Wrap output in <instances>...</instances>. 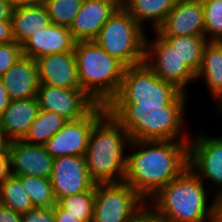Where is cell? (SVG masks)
Masks as SVG:
<instances>
[{
  "mask_svg": "<svg viewBox=\"0 0 222 222\" xmlns=\"http://www.w3.org/2000/svg\"><path fill=\"white\" fill-rule=\"evenodd\" d=\"M127 147L135 151L126 154L123 182L146 202L189 167L188 141H130Z\"/></svg>",
  "mask_w": 222,
  "mask_h": 222,
  "instance_id": "6da1fadb",
  "label": "cell"
},
{
  "mask_svg": "<svg viewBox=\"0 0 222 222\" xmlns=\"http://www.w3.org/2000/svg\"><path fill=\"white\" fill-rule=\"evenodd\" d=\"M129 143L128 131L108 111L94 124L84 158L96 184L123 182Z\"/></svg>",
  "mask_w": 222,
  "mask_h": 222,
  "instance_id": "7a4b0ae2",
  "label": "cell"
},
{
  "mask_svg": "<svg viewBox=\"0 0 222 222\" xmlns=\"http://www.w3.org/2000/svg\"><path fill=\"white\" fill-rule=\"evenodd\" d=\"M106 108L128 131L130 141H189L186 135L180 137L183 134L185 105L108 103Z\"/></svg>",
  "mask_w": 222,
  "mask_h": 222,
  "instance_id": "3957f363",
  "label": "cell"
},
{
  "mask_svg": "<svg viewBox=\"0 0 222 222\" xmlns=\"http://www.w3.org/2000/svg\"><path fill=\"white\" fill-rule=\"evenodd\" d=\"M204 182L187 168L179 177L162 187L152 198V208L171 222H212L217 203H207Z\"/></svg>",
  "mask_w": 222,
  "mask_h": 222,
  "instance_id": "277c9868",
  "label": "cell"
},
{
  "mask_svg": "<svg viewBox=\"0 0 222 222\" xmlns=\"http://www.w3.org/2000/svg\"><path fill=\"white\" fill-rule=\"evenodd\" d=\"M74 54L81 90L96 104L107 106L119 91L126 66L95 41L76 42Z\"/></svg>",
  "mask_w": 222,
  "mask_h": 222,
  "instance_id": "5b68a950",
  "label": "cell"
},
{
  "mask_svg": "<svg viewBox=\"0 0 222 222\" xmlns=\"http://www.w3.org/2000/svg\"><path fill=\"white\" fill-rule=\"evenodd\" d=\"M187 94L160 79L145 63L126 67L117 95L109 103L186 105Z\"/></svg>",
  "mask_w": 222,
  "mask_h": 222,
  "instance_id": "8992f818",
  "label": "cell"
},
{
  "mask_svg": "<svg viewBox=\"0 0 222 222\" xmlns=\"http://www.w3.org/2000/svg\"><path fill=\"white\" fill-rule=\"evenodd\" d=\"M144 30L146 29L120 6L103 25L94 41L126 67L135 66L145 59Z\"/></svg>",
  "mask_w": 222,
  "mask_h": 222,
  "instance_id": "52a82bcc",
  "label": "cell"
},
{
  "mask_svg": "<svg viewBox=\"0 0 222 222\" xmlns=\"http://www.w3.org/2000/svg\"><path fill=\"white\" fill-rule=\"evenodd\" d=\"M145 200L128 184L95 185L92 222H133Z\"/></svg>",
  "mask_w": 222,
  "mask_h": 222,
  "instance_id": "ba28073f",
  "label": "cell"
},
{
  "mask_svg": "<svg viewBox=\"0 0 222 222\" xmlns=\"http://www.w3.org/2000/svg\"><path fill=\"white\" fill-rule=\"evenodd\" d=\"M155 34L154 41L146 37L144 62L160 79L174 84L179 90L187 93L185 86L191 81H196V74L180 59L174 47L163 37Z\"/></svg>",
  "mask_w": 222,
  "mask_h": 222,
  "instance_id": "9c48e42d",
  "label": "cell"
},
{
  "mask_svg": "<svg viewBox=\"0 0 222 222\" xmlns=\"http://www.w3.org/2000/svg\"><path fill=\"white\" fill-rule=\"evenodd\" d=\"M107 112L104 105L97 104L86 116L74 121H67L44 147L53 157L84 156L89 136L94 124Z\"/></svg>",
  "mask_w": 222,
  "mask_h": 222,
  "instance_id": "30bf717a",
  "label": "cell"
},
{
  "mask_svg": "<svg viewBox=\"0 0 222 222\" xmlns=\"http://www.w3.org/2000/svg\"><path fill=\"white\" fill-rule=\"evenodd\" d=\"M188 164L201 180L209 179L218 187L213 196L222 200V136L212 138L198 134L195 139L191 138L188 141Z\"/></svg>",
  "mask_w": 222,
  "mask_h": 222,
  "instance_id": "8fae6325",
  "label": "cell"
},
{
  "mask_svg": "<svg viewBox=\"0 0 222 222\" xmlns=\"http://www.w3.org/2000/svg\"><path fill=\"white\" fill-rule=\"evenodd\" d=\"M40 110L55 112L67 121L86 116L97 104L81 89L40 84L37 91Z\"/></svg>",
  "mask_w": 222,
  "mask_h": 222,
  "instance_id": "7c38bea8",
  "label": "cell"
},
{
  "mask_svg": "<svg viewBox=\"0 0 222 222\" xmlns=\"http://www.w3.org/2000/svg\"><path fill=\"white\" fill-rule=\"evenodd\" d=\"M50 183L56 201L67 196L88 192L96 185L88 173L84 156L54 158Z\"/></svg>",
  "mask_w": 222,
  "mask_h": 222,
  "instance_id": "4fadbf2b",
  "label": "cell"
},
{
  "mask_svg": "<svg viewBox=\"0 0 222 222\" xmlns=\"http://www.w3.org/2000/svg\"><path fill=\"white\" fill-rule=\"evenodd\" d=\"M159 36H205L201 0H179L154 31Z\"/></svg>",
  "mask_w": 222,
  "mask_h": 222,
  "instance_id": "5bb4252c",
  "label": "cell"
},
{
  "mask_svg": "<svg viewBox=\"0 0 222 222\" xmlns=\"http://www.w3.org/2000/svg\"><path fill=\"white\" fill-rule=\"evenodd\" d=\"M9 154L11 175L50 179L54 158L44 145L27 144L23 140L11 141Z\"/></svg>",
  "mask_w": 222,
  "mask_h": 222,
  "instance_id": "9a60e30c",
  "label": "cell"
},
{
  "mask_svg": "<svg viewBox=\"0 0 222 222\" xmlns=\"http://www.w3.org/2000/svg\"><path fill=\"white\" fill-rule=\"evenodd\" d=\"M119 7L115 0H84L69 28L74 40L94 41Z\"/></svg>",
  "mask_w": 222,
  "mask_h": 222,
  "instance_id": "2e32d148",
  "label": "cell"
},
{
  "mask_svg": "<svg viewBox=\"0 0 222 222\" xmlns=\"http://www.w3.org/2000/svg\"><path fill=\"white\" fill-rule=\"evenodd\" d=\"M40 84L66 89H81L74 51L36 59Z\"/></svg>",
  "mask_w": 222,
  "mask_h": 222,
  "instance_id": "e0dca14e",
  "label": "cell"
},
{
  "mask_svg": "<svg viewBox=\"0 0 222 222\" xmlns=\"http://www.w3.org/2000/svg\"><path fill=\"white\" fill-rule=\"evenodd\" d=\"M75 43L68 27L51 23L28 37L21 45L22 55L36 60L41 56L74 51Z\"/></svg>",
  "mask_w": 222,
  "mask_h": 222,
  "instance_id": "ac0fdd59",
  "label": "cell"
},
{
  "mask_svg": "<svg viewBox=\"0 0 222 222\" xmlns=\"http://www.w3.org/2000/svg\"><path fill=\"white\" fill-rule=\"evenodd\" d=\"M1 78L10 100L37 96L40 85L38 66L31 57L21 55Z\"/></svg>",
  "mask_w": 222,
  "mask_h": 222,
  "instance_id": "d6986e66",
  "label": "cell"
},
{
  "mask_svg": "<svg viewBox=\"0 0 222 222\" xmlns=\"http://www.w3.org/2000/svg\"><path fill=\"white\" fill-rule=\"evenodd\" d=\"M39 110L37 97L11 100L0 118V127L10 141L23 140Z\"/></svg>",
  "mask_w": 222,
  "mask_h": 222,
  "instance_id": "ffe728a7",
  "label": "cell"
},
{
  "mask_svg": "<svg viewBox=\"0 0 222 222\" xmlns=\"http://www.w3.org/2000/svg\"><path fill=\"white\" fill-rule=\"evenodd\" d=\"M51 24L43 3L14 7L11 16L12 36L22 45L33 33Z\"/></svg>",
  "mask_w": 222,
  "mask_h": 222,
  "instance_id": "44dd1931",
  "label": "cell"
},
{
  "mask_svg": "<svg viewBox=\"0 0 222 222\" xmlns=\"http://www.w3.org/2000/svg\"><path fill=\"white\" fill-rule=\"evenodd\" d=\"M204 76V81L213 98L222 94V42L209 41L203 51L202 63L196 79Z\"/></svg>",
  "mask_w": 222,
  "mask_h": 222,
  "instance_id": "7402d4cb",
  "label": "cell"
},
{
  "mask_svg": "<svg viewBox=\"0 0 222 222\" xmlns=\"http://www.w3.org/2000/svg\"><path fill=\"white\" fill-rule=\"evenodd\" d=\"M179 0H124L122 7L143 27L153 22V30L164 21Z\"/></svg>",
  "mask_w": 222,
  "mask_h": 222,
  "instance_id": "603a6c76",
  "label": "cell"
},
{
  "mask_svg": "<svg viewBox=\"0 0 222 222\" xmlns=\"http://www.w3.org/2000/svg\"><path fill=\"white\" fill-rule=\"evenodd\" d=\"M175 48L180 59L195 73L200 69L206 36H161Z\"/></svg>",
  "mask_w": 222,
  "mask_h": 222,
  "instance_id": "cb8c5ba5",
  "label": "cell"
},
{
  "mask_svg": "<svg viewBox=\"0 0 222 222\" xmlns=\"http://www.w3.org/2000/svg\"><path fill=\"white\" fill-rule=\"evenodd\" d=\"M67 122L55 112L39 110L23 141L27 144L44 145Z\"/></svg>",
  "mask_w": 222,
  "mask_h": 222,
  "instance_id": "d4e9b609",
  "label": "cell"
},
{
  "mask_svg": "<svg viewBox=\"0 0 222 222\" xmlns=\"http://www.w3.org/2000/svg\"><path fill=\"white\" fill-rule=\"evenodd\" d=\"M0 204L23 214L34 208L18 176L10 175L0 185Z\"/></svg>",
  "mask_w": 222,
  "mask_h": 222,
  "instance_id": "484cf974",
  "label": "cell"
},
{
  "mask_svg": "<svg viewBox=\"0 0 222 222\" xmlns=\"http://www.w3.org/2000/svg\"><path fill=\"white\" fill-rule=\"evenodd\" d=\"M29 195L33 207L50 208L56 205L50 179L21 175L18 176Z\"/></svg>",
  "mask_w": 222,
  "mask_h": 222,
  "instance_id": "4316f807",
  "label": "cell"
},
{
  "mask_svg": "<svg viewBox=\"0 0 222 222\" xmlns=\"http://www.w3.org/2000/svg\"><path fill=\"white\" fill-rule=\"evenodd\" d=\"M95 200V187L79 194L59 199L56 204L67 212V215L78 217L83 222H92L93 206Z\"/></svg>",
  "mask_w": 222,
  "mask_h": 222,
  "instance_id": "83f0119b",
  "label": "cell"
},
{
  "mask_svg": "<svg viewBox=\"0 0 222 222\" xmlns=\"http://www.w3.org/2000/svg\"><path fill=\"white\" fill-rule=\"evenodd\" d=\"M84 0H43L51 23L70 28Z\"/></svg>",
  "mask_w": 222,
  "mask_h": 222,
  "instance_id": "f1b7e54d",
  "label": "cell"
},
{
  "mask_svg": "<svg viewBox=\"0 0 222 222\" xmlns=\"http://www.w3.org/2000/svg\"><path fill=\"white\" fill-rule=\"evenodd\" d=\"M204 9L205 36L222 42V0H201Z\"/></svg>",
  "mask_w": 222,
  "mask_h": 222,
  "instance_id": "f546056e",
  "label": "cell"
},
{
  "mask_svg": "<svg viewBox=\"0 0 222 222\" xmlns=\"http://www.w3.org/2000/svg\"><path fill=\"white\" fill-rule=\"evenodd\" d=\"M21 55V45L15 41L7 44H0V78Z\"/></svg>",
  "mask_w": 222,
  "mask_h": 222,
  "instance_id": "4dcf8cb0",
  "label": "cell"
},
{
  "mask_svg": "<svg viewBox=\"0 0 222 222\" xmlns=\"http://www.w3.org/2000/svg\"><path fill=\"white\" fill-rule=\"evenodd\" d=\"M22 222H54V207H34L21 214Z\"/></svg>",
  "mask_w": 222,
  "mask_h": 222,
  "instance_id": "1f68e13d",
  "label": "cell"
},
{
  "mask_svg": "<svg viewBox=\"0 0 222 222\" xmlns=\"http://www.w3.org/2000/svg\"><path fill=\"white\" fill-rule=\"evenodd\" d=\"M133 222H171L157 213L152 207L143 206L135 215Z\"/></svg>",
  "mask_w": 222,
  "mask_h": 222,
  "instance_id": "d6a6232c",
  "label": "cell"
},
{
  "mask_svg": "<svg viewBox=\"0 0 222 222\" xmlns=\"http://www.w3.org/2000/svg\"><path fill=\"white\" fill-rule=\"evenodd\" d=\"M10 154L0 152V185L11 175Z\"/></svg>",
  "mask_w": 222,
  "mask_h": 222,
  "instance_id": "836d02e7",
  "label": "cell"
},
{
  "mask_svg": "<svg viewBox=\"0 0 222 222\" xmlns=\"http://www.w3.org/2000/svg\"><path fill=\"white\" fill-rule=\"evenodd\" d=\"M14 42L11 29V20L0 21V44Z\"/></svg>",
  "mask_w": 222,
  "mask_h": 222,
  "instance_id": "e575fe53",
  "label": "cell"
},
{
  "mask_svg": "<svg viewBox=\"0 0 222 222\" xmlns=\"http://www.w3.org/2000/svg\"><path fill=\"white\" fill-rule=\"evenodd\" d=\"M0 222H22L21 214L0 204Z\"/></svg>",
  "mask_w": 222,
  "mask_h": 222,
  "instance_id": "d590c367",
  "label": "cell"
},
{
  "mask_svg": "<svg viewBox=\"0 0 222 222\" xmlns=\"http://www.w3.org/2000/svg\"><path fill=\"white\" fill-rule=\"evenodd\" d=\"M54 222H83L78 217L67 215V212L61 209L57 204L54 206Z\"/></svg>",
  "mask_w": 222,
  "mask_h": 222,
  "instance_id": "8d00e7d4",
  "label": "cell"
},
{
  "mask_svg": "<svg viewBox=\"0 0 222 222\" xmlns=\"http://www.w3.org/2000/svg\"><path fill=\"white\" fill-rule=\"evenodd\" d=\"M13 8L9 0H0V21L11 20Z\"/></svg>",
  "mask_w": 222,
  "mask_h": 222,
  "instance_id": "74e56055",
  "label": "cell"
},
{
  "mask_svg": "<svg viewBox=\"0 0 222 222\" xmlns=\"http://www.w3.org/2000/svg\"><path fill=\"white\" fill-rule=\"evenodd\" d=\"M10 101L11 100L8 96V93L3 85L2 78H0V118L4 113L5 109L8 107Z\"/></svg>",
  "mask_w": 222,
  "mask_h": 222,
  "instance_id": "f35d334b",
  "label": "cell"
},
{
  "mask_svg": "<svg viewBox=\"0 0 222 222\" xmlns=\"http://www.w3.org/2000/svg\"><path fill=\"white\" fill-rule=\"evenodd\" d=\"M10 142L4 130L0 127V152H9Z\"/></svg>",
  "mask_w": 222,
  "mask_h": 222,
  "instance_id": "ab89813d",
  "label": "cell"
},
{
  "mask_svg": "<svg viewBox=\"0 0 222 222\" xmlns=\"http://www.w3.org/2000/svg\"><path fill=\"white\" fill-rule=\"evenodd\" d=\"M212 222H222V200H218L215 205Z\"/></svg>",
  "mask_w": 222,
  "mask_h": 222,
  "instance_id": "60d3db41",
  "label": "cell"
},
{
  "mask_svg": "<svg viewBox=\"0 0 222 222\" xmlns=\"http://www.w3.org/2000/svg\"><path fill=\"white\" fill-rule=\"evenodd\" d=\"M13 7L35 5L42 3L43 0H9Z\"/></svg>",
  "mask_w": 222,
  "mask_h": 222,
  "instance_id": "b9f144b4",
  "label": "cell"
},
{
  "mask_svg": "<svg viewBox=\"0 0 222 222\" xmlns=\"http://www.w3.org/2000/svg\"><path fill=\"white\" fill-rule=\"evenodd\" d=\"M217 100H219V102L217 104V110L220 109V112H221L222 111V94Z\"/></svg>",
  "mask_w": 222,
  "mask_h": 222,
  "instance_id": "7bdbcfd3",
  "label": "cell"
},
{
  "mask_svg": "<svg viewBox=\"0 0 222 222\" xmlns=\"http://www.w3.org/2000/svg\"><path fill=\"white\" fill-rule=\"evenodd\" d=\"M120 6L123 5L124 0H115Z\"/></svg>",
  "mask_w": 222,
  "mask_h": 222,
  "instance_id": "ee69618b",
  "label": "cell"
}]
</instances>
